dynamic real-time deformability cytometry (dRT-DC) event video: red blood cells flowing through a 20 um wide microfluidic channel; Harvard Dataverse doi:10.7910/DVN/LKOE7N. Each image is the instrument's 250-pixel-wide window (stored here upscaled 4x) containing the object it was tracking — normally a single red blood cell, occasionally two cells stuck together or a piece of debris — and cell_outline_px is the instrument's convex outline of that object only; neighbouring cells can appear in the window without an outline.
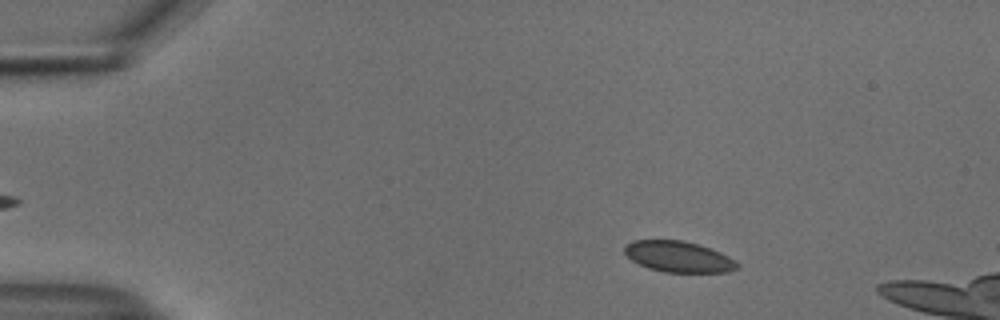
{"species": "common noctule bat (a hibernating species)", "species_latin": "Nyctalus noctula", "temperature_condition": "cold", "stored_images_in_passage": 51, "camera_frame_rate_fps": 3000, "um_per_image_px": 0.085, "animal": {"sex": "male", "body_mass_g": 18.8}, "frame": {"image": 1, "passage_image": 8, "time_ms": 2.333, "image_size_px": [1000, 320], "cell_outline_px": [[740, 268], [728, 272], [664, 272], [648, 268], [632, 260], [624, 252], [624, 244], [632, 240], [684, 240], [720, 252], [736, 260], [740, 264]], "centroid_in_image_um": [57.68, 21.82], "position_along_channel_um": 27.3, "area_um2": 20.4}}
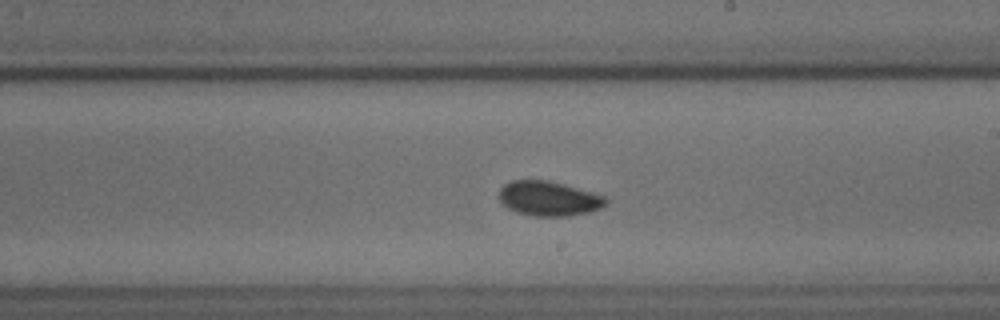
{"frame": {"image": 2, "passage_image": 31, "time_ms": 10.0, "image_size_px": [1000, 320], "cell_outline_px": [[608, 204], [600, 208], [588, 212], [564, 216], [532, 216], [516, 212], [508, 208], [496, 196], [500, 188], [504, 184], [512, 180], [548, 180], [564, 184], [592, 192], [604, 196], [608, 200]], "centroid_in_image_um": [46.61, 16.87], "position_along_channel_um": 242.4, "area_um2": 21.68}}
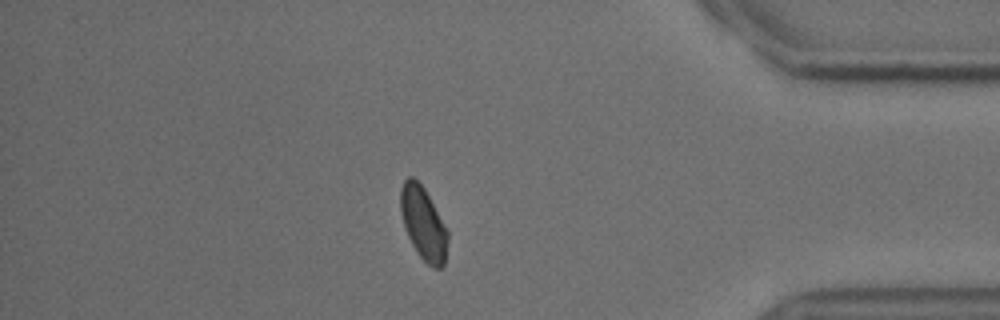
{"frame": {"image": 3, "passage_image": 46, "time_ms": 15.0, "image_size_px": [1000, 320], "cell_outline_px": [[448, 240], [444, 264], [440, 268], [432, 268], [420, 256], [412, 244], [408, 236], [400, 212], [400, 188], [404, 180], [408, 176], [412, 176], [424, 188], [448, 228]], "centroid_in_image_um": [35.99, 18.97], "position_along_channel_um": 399.2, "area_um2": 20.11}}